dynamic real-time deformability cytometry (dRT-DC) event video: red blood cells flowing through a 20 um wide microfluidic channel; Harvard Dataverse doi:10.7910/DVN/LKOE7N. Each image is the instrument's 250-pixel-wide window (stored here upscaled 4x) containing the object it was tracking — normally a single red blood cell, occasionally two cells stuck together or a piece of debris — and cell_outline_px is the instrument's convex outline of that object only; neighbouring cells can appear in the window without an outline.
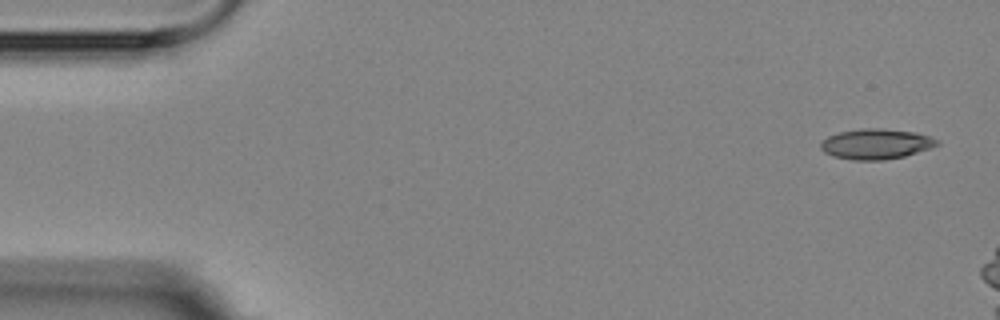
{"species": "Egyptian fruit bat (a non-hibernating species)", "species_latin": "Rousettus aegyptiacus", "temperature_condition": "room temperature", "stored_images_in_passage": 3, "camera_frame_rate_fps": 3000, "um_per_image_px": 0.085, "animal": {"sex": "female"}, "frame": {"image": 1, "passage_image": 1, "time_ms": 0.0, "image_size_px": [1000, 320], "cell_outline_px": [[940, 144], [904, 156], [884, 160], [852, 160], [832, 156], [824, 152], [820, 148], [820, 144], [828, 136], [840, 132], [860, 128], [880, 128], [916, 132], [940, 140]], "centroid_in_image_um": [74.45, 12.23], "position_along_channel_um": 10.6, "area_um2": 20.52}}